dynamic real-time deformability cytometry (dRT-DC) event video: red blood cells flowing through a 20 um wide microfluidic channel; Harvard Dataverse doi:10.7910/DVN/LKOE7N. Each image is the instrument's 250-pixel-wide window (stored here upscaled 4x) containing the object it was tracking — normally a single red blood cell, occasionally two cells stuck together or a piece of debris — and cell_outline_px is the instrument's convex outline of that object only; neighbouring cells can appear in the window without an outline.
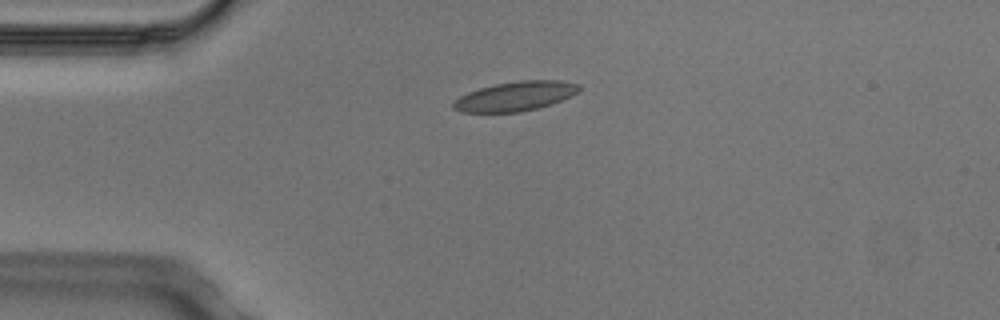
{"species": "Egyptian fruit bat (a non-hibernating species)", "species_latin": "Rousettus aegyptiacus", "temperature_condition": "cold", "stored_images_in_passage": 4, "camera_frame_rate_fps": 3000, "um_per_image_px": 0.085, "animal": {"sex": "male"}, "frame": {"image": 1, "passage_image": 3, "time_ms": 0.667, "image_size_px": [1000, 320], "cell_outline_px": [[580, 88], [576, 92], [552, 104], [520, 112], [460, 112], [452, 108], [452, 104], [460, 96], [468, 92], [480, 88], [496, 84], [520, 80], [560, 80], [580, 84]], "centroid_in_image_um": [43.78, 8.18], "position_along_channel_um": 41.2, "area_um2": 21.33}}